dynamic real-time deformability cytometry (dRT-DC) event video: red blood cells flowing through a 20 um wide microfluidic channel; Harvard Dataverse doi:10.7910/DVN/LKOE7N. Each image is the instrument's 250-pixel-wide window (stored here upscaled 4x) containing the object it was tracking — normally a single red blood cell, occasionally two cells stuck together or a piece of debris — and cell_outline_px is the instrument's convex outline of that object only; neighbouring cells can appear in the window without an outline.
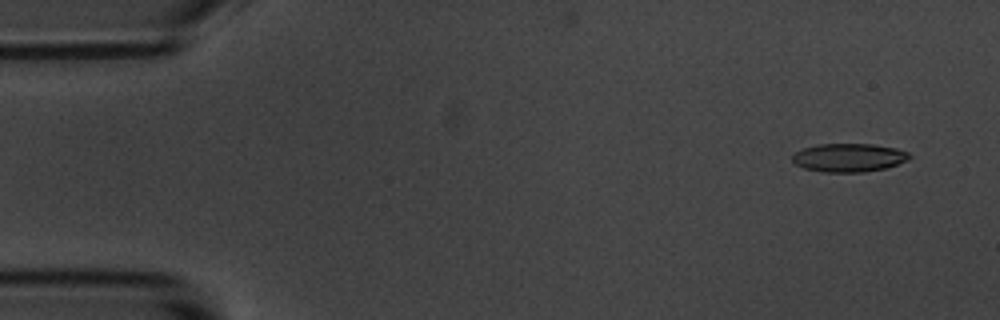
{"species": "common noctule bat (a hibernating species)", "species_latin": "Nyctalus noctula", "temperature_condition": "room temperature", "stored_images_in_passage": 9, "camera_frame_rate_fps": 3000, "um_per_image_px": 0.085, "animal": {"sex": "male", "body_mass_g": 20.1, "forearm_length_mm": 53.5}, "frame": {"image": 1, "passage_image": 2, "time_ms": 1.0, "image_size_px": [1000, 320], "cell_outline_px": [[912, 156], [908, 160], [884, 168], [864, 172], [824, 172], [804, 168], [796, 164], [792, 160], [792, 156], [796, 152], [804, 148], [816, 144], [872, 144], [896, 148], [908, 152]], "centroid_in_image_um": [72.15, 13.39], "position_along_channel_um": 12.8, "area_um2": 19.31}}
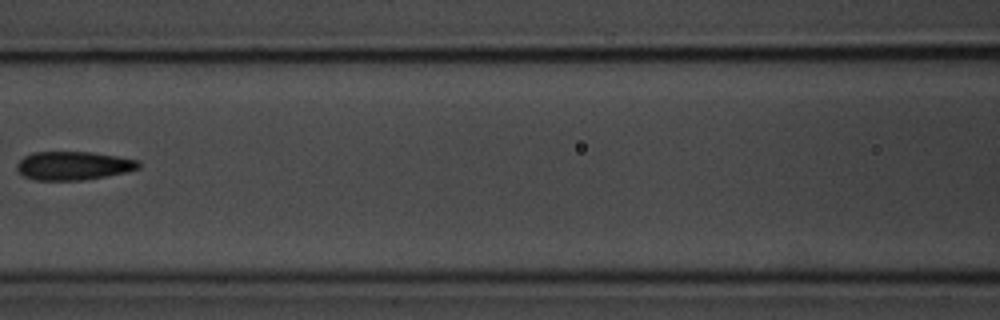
{"frame": {"image": 2, "passage_image": 8, "time_ms": 8.333, "image_size_px": [1000, 320], "cell_outline_px": [[140, 168], [124, 172], [84, 180], [32, 180], [24, 176], [16, 168], [16, 164], [24, 156], [32, 152], [92, 152], [140, 160]], "centroid_in_image_um": [6.22, 14.08], "position_along_channel_um": 160.4, "area_um2": 20.23}}
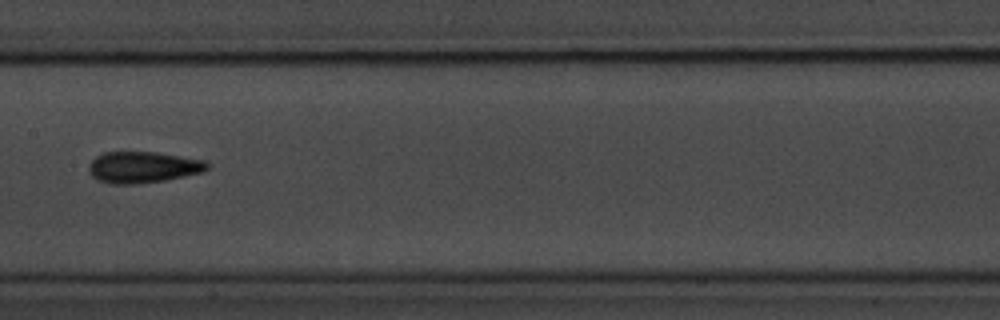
{"frame": {"image": 3, "passage_image": 9, "time_ms": 9.333, "image_size_px": [1000, 320], "cell_outline_px": [[208, 168], [204, 172], [164, 180], [136, 184], [112, 184], [100, 180], [92, 176], [88, 172], [88, 164], [96, 156], [104, 152], [156, 152], [204, 160], [208, 164]], "centroid_in_image_um": [12.13, 14.21], "position_along_channel_um": 195.3, "area_um2": 21.56}}